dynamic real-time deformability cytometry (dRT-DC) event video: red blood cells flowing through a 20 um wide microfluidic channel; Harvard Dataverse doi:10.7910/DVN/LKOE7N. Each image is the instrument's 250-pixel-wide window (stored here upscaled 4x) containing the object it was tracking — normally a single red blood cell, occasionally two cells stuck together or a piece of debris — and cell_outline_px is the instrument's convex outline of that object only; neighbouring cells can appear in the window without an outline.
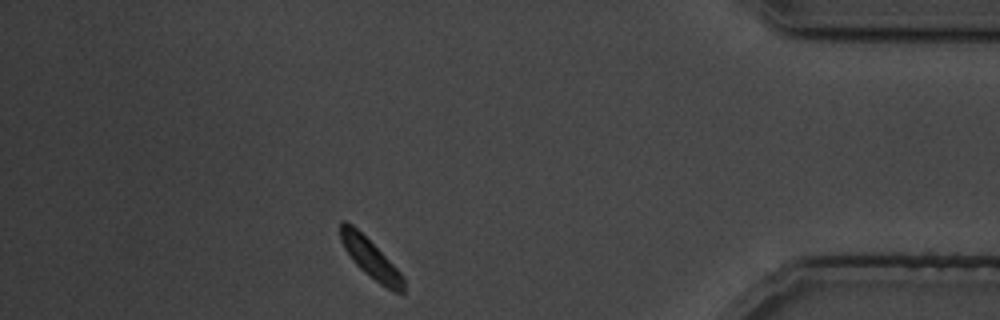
{"species": "common noctule bat (a hibernating species)", "species_latin": "Nyctalus noctula", "temperature_condition": "cold", "stored_images_in_passage": 28, "camera_frame_rate_fps": 3000, "um_per_image_px": 0.085, "animal": {"sex": "male", "body_mass_g": 19.5, "forearm_length_mm": 54.6}, "frame": {"image": 1, "passage_image": 24, "time_ms": 28.0, "image_size_px": [1000, 320], "cell_outline_px": [[404, 292], [392, 292], [380, 284], [364, 272], [352, 260], [344, 248], [340, 240], [340, 220], [344, 220], [352, 224], [404, 276]], "centroid_in_image_um": [31.47, 21.98], "position_along_channel_um": 403.7, "area_um2": 14.1}}